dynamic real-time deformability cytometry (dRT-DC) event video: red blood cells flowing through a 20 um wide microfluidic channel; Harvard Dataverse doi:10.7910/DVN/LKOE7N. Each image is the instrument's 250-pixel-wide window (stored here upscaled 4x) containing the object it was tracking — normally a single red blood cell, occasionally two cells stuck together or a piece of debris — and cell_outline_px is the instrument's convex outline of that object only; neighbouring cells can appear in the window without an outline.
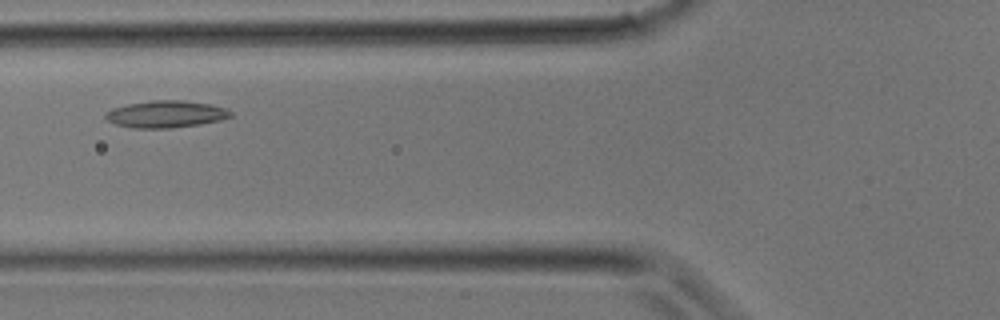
{"species": "common noctule bat (a hibernating species)", "species_latin": "Nyctalus noctula", "temperature_condition": "room temperature", "stored_images_in_passage": 25, "camera_frame_rate_fps": 3000, "um_per_image_px": 0.085, "animal": {"sex": "male", "body_mass_g": 17.9}, "frame": {"image": 1, "passage_image": 6, "time_ms": 1.667, "image_size_px": [1000, 320], "cell_outline_px": [[232, 116], [220, 120], [200, 124], [172, 128], [132, 128], [116, 124], [108, 120], [104, 116], [104, 112], [112, 108], [128, 104], [152, 100], [180, 100], [212, 104], [224, 108], [232, 112]], "centroid_in_image_um": [14.08, 9.7], "position_along_channel_um": 111.7, "area_um2": 19.71}}
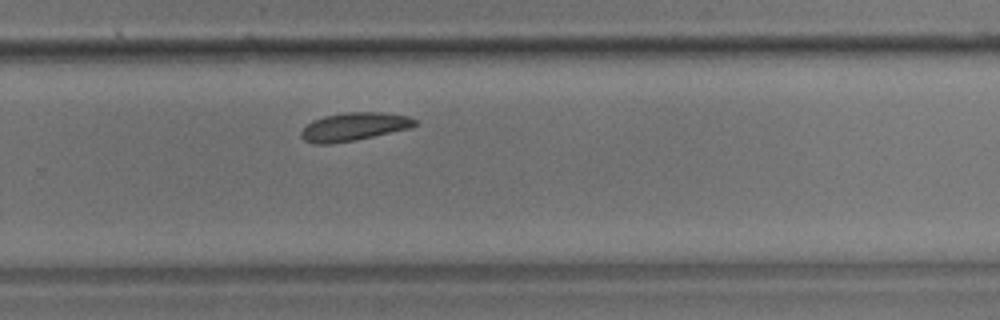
{"frame": {"image": 2, "passage_image": 15, "time_ms": 4.667, "image_size_px": [1000, 320], "cell_outline_px": [[416, 124], [408, 128], [356, 140], [328, 144], [312, 144], [304, 140], [300, 136], [300, 132], [312, 120], [324, 116], [348, 112], [384, 112], [408, 116], [416, 120]], "centroid_in_image_um": [30.04, 10.77], "position_along_channel_um": 299.8, "area_um2": 18.55}}
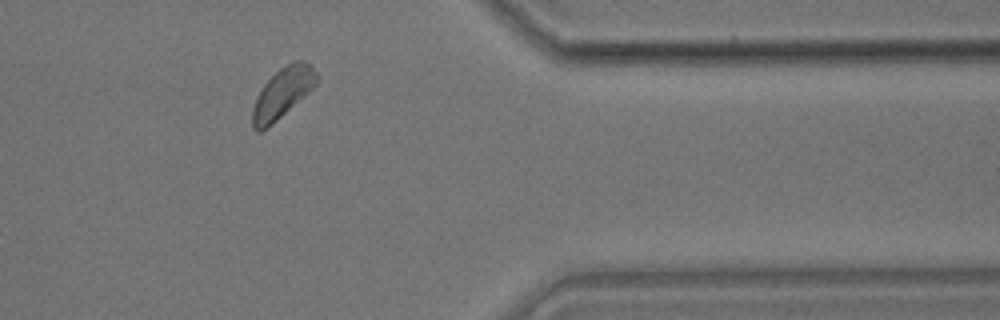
{"frame": {"image": 3, "passage_image": 20, "time_ms": 6.333, "image_size_px": [1000, 320], "cell_outline_px": [[320, 80], [304, 96], [268, 128], [260, 132], [256, 132], [252, 128], [252, 108], [264, 84], [280, 68], [292, 60], [304, 60], [316, 72]], "centroid_in_image_um": [24.01, 7.91], "position_along_channel_um": 387.4, "area_um2": 18.61}}